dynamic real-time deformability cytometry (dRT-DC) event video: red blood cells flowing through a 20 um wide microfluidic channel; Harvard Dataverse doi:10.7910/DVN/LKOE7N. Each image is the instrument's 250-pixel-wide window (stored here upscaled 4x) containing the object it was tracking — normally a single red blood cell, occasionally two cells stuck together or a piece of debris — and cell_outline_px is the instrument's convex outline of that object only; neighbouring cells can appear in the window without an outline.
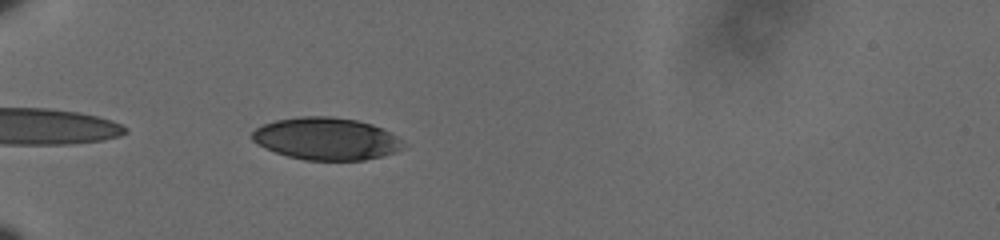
{"species": "human", "species_latin": "Homo sapiens", "temperature_condition": "cold", "stored_images_in_passage": 36, "camera_frame_rate_fps": 3000, "um_per_image_px": 0.085, "donor": {"sex": "male"}, "frame": {"image": 1, "passage_image": 2, "time_ms": 0.333, "image_size_px": [1000, 240], "cell_outline_px": [[408, 144], [396, 152], [364, 160], [304, 160], [288, 156], [264, 148], [252, 140], [252, 132], [256, 128], [264, 124], [276, 120], [300, 116], [332, 116], [356, 120], [372, 124], [384, 128]], "centroid_in_image_um": [27.76, 11.79], "position_along_channel_um": 57.2, "area_um2": 37.4}}
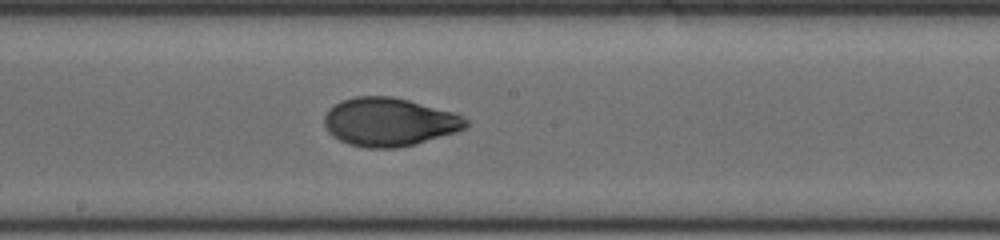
{"frame": {"image": 2, "passage_image": 17, "time_ms": 5.333, "image_size_px": [1000, 240], "cell_outline_px": [[468, 124], [464, 128], [456, 132], [416, 144], [396, 148], [364, 148], [348, 144], [332, 136], [328, 132], [324, 124], [324, 116], [328, 108], [332, 104], [340, 100], [356, 96], [392, 96], [408, 100], [452, 112], [468, 120]], "centroid_in_image_um": [33.02, 10.37], "position_along_channel_um": 215.2, "area_um2": 40.06}}
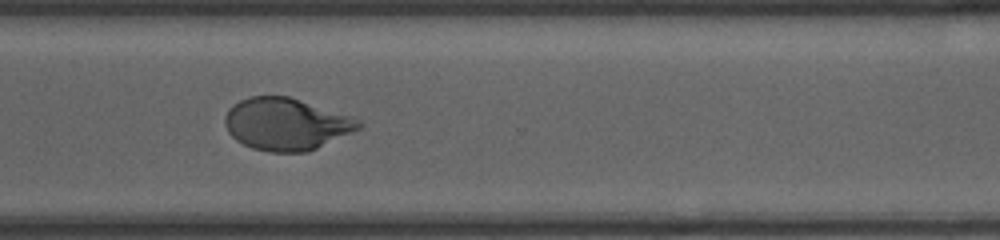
{"frame": {"image": 3, "passage_image": 28, "time_ms": 9.0, "image_size_px": [1000, 240], "cell_outline_px": [[364, 124], [360, 128], [316, 148], [304, 152], [268, 152], [252, 148], [236, 140], [228, 132], [224, 124], [224, 116], [228, 108], [232, 104], [248, 96], [288, 96], [360, 120]], "centroid_in_image_um": [24.25, 10.54], "position_along_channel_um": 346.3, "area_um2": 40.29}, "authors_computed_cell_mechanics": {"area_um2": 39.9687, "velocity_mm_per_s": 3.5921, "shape_relaxation_time_tau1_ms": 4.0507, "shape_relaxation_time_tau2_ms": 1.0001, "deformation_change_tau1": 0.1559, "deformation_change_tau2": 0.0485}}